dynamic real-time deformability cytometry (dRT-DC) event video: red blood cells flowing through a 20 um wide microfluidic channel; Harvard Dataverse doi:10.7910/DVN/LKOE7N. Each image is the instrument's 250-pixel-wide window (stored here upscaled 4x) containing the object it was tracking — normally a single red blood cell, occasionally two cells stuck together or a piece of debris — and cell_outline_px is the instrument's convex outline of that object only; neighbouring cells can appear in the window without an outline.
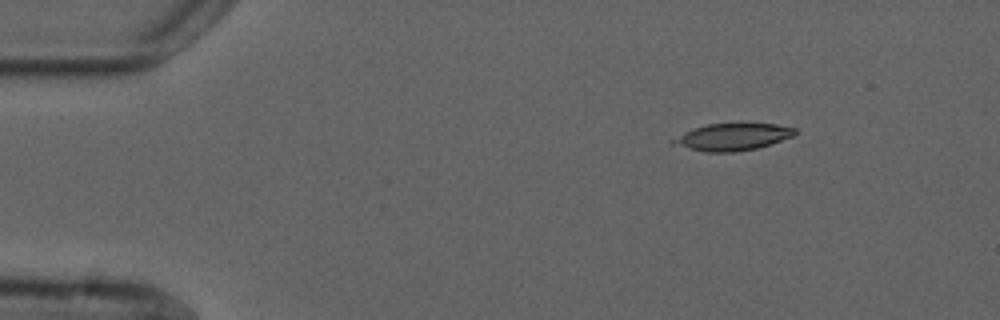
{"species": "common noctule bat (a hibernating species)", "species_latin": "Nyctalus noctula", "temperature_condition": "cold", "stored_images_in_passage": 8, "camera_frame_rate_fps": 3000, "um_per_image_px": 0.085, "animal": {"sex": "male", "forearm_length_mm": 52.5}, "frame": {"image": 1, "passage_image": 1, "time_ms": 0.0, "image_size_px": [1000, 320], "cell_outline_px": [[796, 136], [756, 148], [736, 152], [704, 152], [672, 144], [668, 140], [692, 128], [708, 124], [776, 124], [796, 128]], "centroid_in_image_um": [62.24, 11.64], "position_along_channel_um": 22.8, "area_um2": 19.25}}
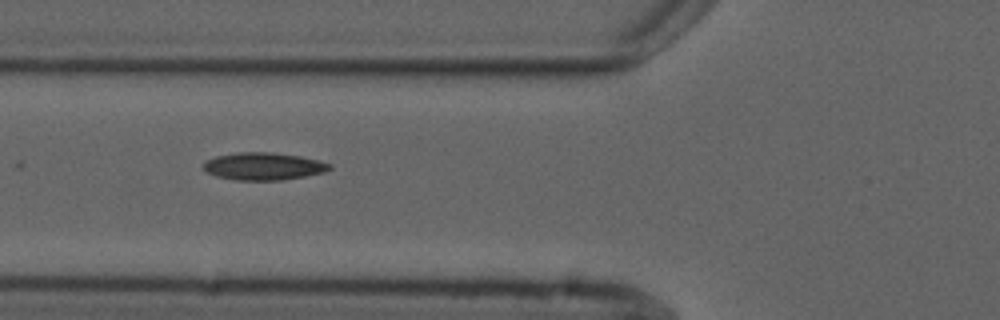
{"frame": {"image": 2, "passage_image": 5, "time_ms": 4.333, "image_size_px": [1000, 320], "cell_outline_px": [[332, 168], [324, 172], [304, 176], [280, 180], [236, 180], [216, 176], [208, 172], [204, 168], [204, 160], [216, 156], [236, 152], [272, 152], [300, 156], [332, 164]], "centroid_in_image_um": [22.38, 14.12], "position_along_channel_um": 103.4, "area_um2": 20.11}}
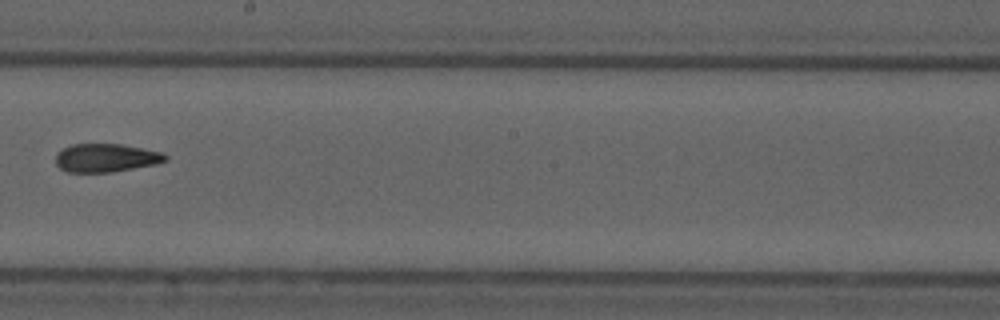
{"frame": {"image": 3, "passage_image": 8, "time_ms": 8.0, "image_size_px": [1000, 320], "cell_outline_px": [[168, 160], [156, 164], [112, 172], [68, 172], [60, 168], [56, 164], [56, 152], [72, 144], [120, 144], [160, 152], [168, 156]], "centroid_in_image_um": [8.99, 13.42], "position_along_channel_um": 239.2, "area_um2": 18.03}}